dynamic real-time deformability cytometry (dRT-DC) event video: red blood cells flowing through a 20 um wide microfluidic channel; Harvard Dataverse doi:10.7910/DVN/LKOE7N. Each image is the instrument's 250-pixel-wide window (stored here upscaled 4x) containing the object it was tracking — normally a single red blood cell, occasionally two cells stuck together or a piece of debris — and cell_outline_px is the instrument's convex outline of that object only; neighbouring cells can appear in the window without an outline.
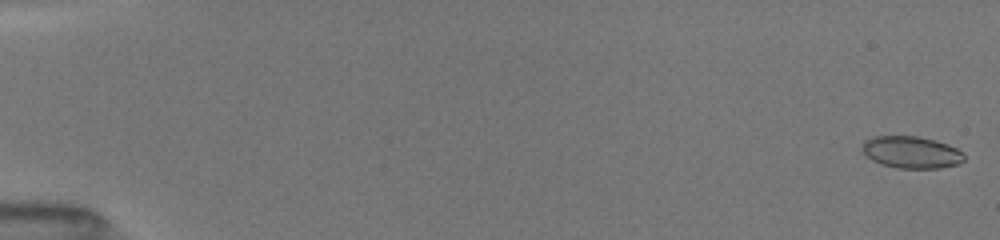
{"species": "common noctule bat (a hibernating species)", "species_latin": "Nyctalus noctula", "temperature_condition": "room temperature", "stored_images_in_passage": 25, "camera_frame_rate_fps": 3000, "um_per_image_px": 0.085, "animal": {"sex": "female", "body_mass_g": 19.5, "forearm_length_mm": 54.1}, "frame": {"image": 1, "passage_image": 1, "time_ms": 0.0, "image_size_px": [1000, 240], "cell_outline_px": [[964, 160], [956, 164], [940, 168], [896, 168], [880, 164], [872, 160], [860, 148], [860, 144], [864, 140], [872, 136], [916, 136], [936, 140], [948, 144], [964, 152]], "centroid_in_image_um": [77.43, 12.93], "position_along_channel_um": 7.6, "area_um2": 19.19}}
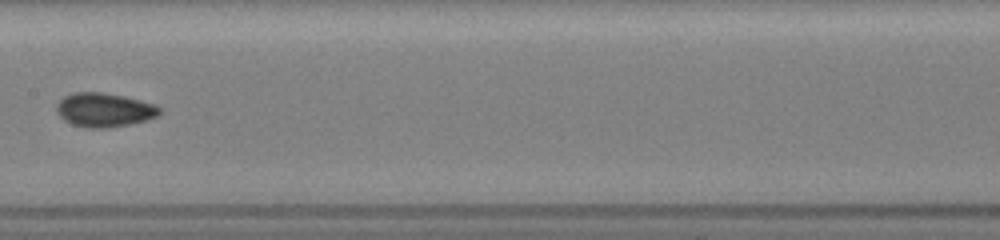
{"frame": {"image": 2, "passage_image": 14, "time_ms": 9.0, "image_size_px": [1000, 240], "cell_outline_px": [[160, 116], [148, 120], [108, 128], [84, 128], [72, 124], [64, 120], [56, 112], [56, 104], [64, 96], [72, 92], [100, 92], [124, 96], [156, 104], [160, 108]], "centroid_in_image_um": [8.86, 9.34], "position_along_channel_um": 198.5, "area_um2": 20.63}}
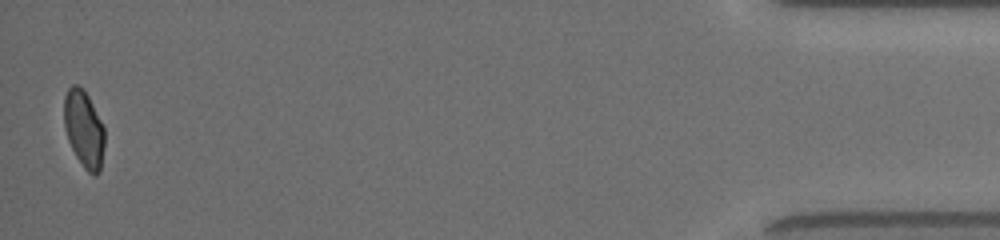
{"frame": {"image": 3, "passage_image": 25, "time_ms": 16.667, "image_size_px": [1000, 240], "cell_outline_px": [[104, 148], [100, 172], [96, 176], [88, 172], [84, 168], [76, 156], [68, 140], [64, 128], [64, 96], [68, 88], [72, 84], [76, 84], [84, 88], [104, 128]], "centroid_in_image_um": [7.12, 10.96], "position_along_channel_um": 428.1, "area_um2": 18.26}, "authors_computed_cell_mechanics": {"area_um2": 19.1896, "velocity_mm_per_s": 4.0569, "shape_relaxation_time_tau1_ms": 4.8779, "shape_relaxation_time_tau2_ms": 1.6549, "deformation_change_tau1": 0.1075, "deformation_change_tau2": 0.0512}}